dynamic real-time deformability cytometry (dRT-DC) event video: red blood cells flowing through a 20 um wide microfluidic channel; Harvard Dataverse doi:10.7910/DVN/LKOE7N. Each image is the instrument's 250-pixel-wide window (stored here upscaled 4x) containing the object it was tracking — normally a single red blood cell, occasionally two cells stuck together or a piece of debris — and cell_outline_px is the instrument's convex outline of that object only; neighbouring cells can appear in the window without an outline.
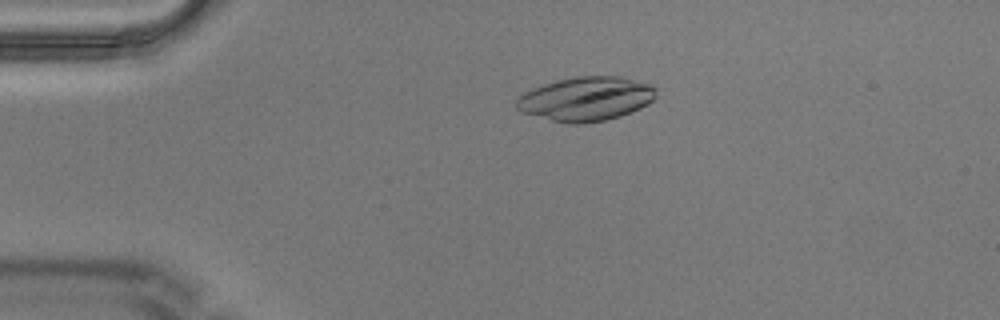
{"species": "Egyptian fruit bat (a non-hibernating species)", "species_latin": "Rousettus aegyptiacus", "temperature_condition": "warm", "stored_images_in_passage": 3, "camera_frame_rate_fps": 3000, "um_per_image_px": 0.085, "animal": {"sex": "male"}, "frame": {"image": 1, "passage_image": 2, "time_ms": 0.333, "image_size_px": [1000, 320], "cell_outline_px": [[656, 96], [648, 104], [640, 108], [620, 116], [604, 120], [584, 124], [568, 124], [552, 120], [524, 112], [516, 108], [516, 100], [524, 92], [532, 88], [556, 80], [576, 76], [620, 76], [652, 84], [656, 88]], "centroid_in_image_um": [49.83, 8.39], "position_along_channel_um": 35.2, "area_um2": 35.89}}